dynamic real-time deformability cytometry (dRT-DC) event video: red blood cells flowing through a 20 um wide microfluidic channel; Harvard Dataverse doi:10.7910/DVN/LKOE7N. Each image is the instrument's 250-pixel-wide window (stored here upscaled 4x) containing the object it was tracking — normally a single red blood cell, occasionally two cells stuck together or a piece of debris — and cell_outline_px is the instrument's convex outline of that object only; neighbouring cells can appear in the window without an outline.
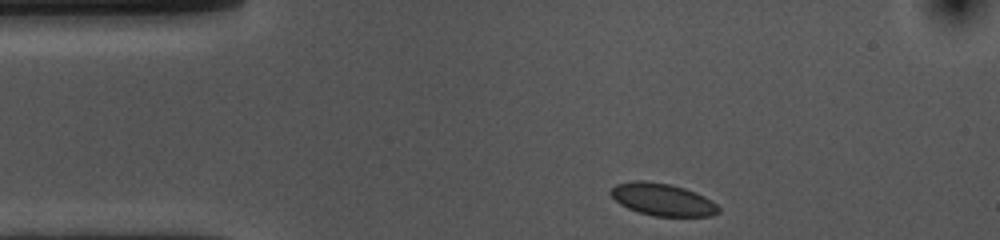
{"species": "common noctule bat (a hibernating species)", "species_latin": "Nyctalus noctula", "temperature_condition": "cold", "stored_images_in_passage": 35, "camera_frame_rate_fps": 3000, "um_per_image_px": 0.085, "animal": {"sex": "female", "body_mass_g": 10.0, "forearm_length_mm": 53.1}, "frame": {"image": 1, "passage_image": 1, "time_ms": 0.0, "image_size_px": [1000, 240], "cell_outline_px": [[720, 212], [712, 216], [652, 216], [628, 208], [620, 204], [608, 192], [616, 184], [636, 180], [644, 180], [668, 184], [684, 188], [696, 192], [712, 200], [720, 208]], "centroid_in_image_um": [56.33, 16.96], "position_along_channel_um": 28.7, "area_um2": 20.29}}
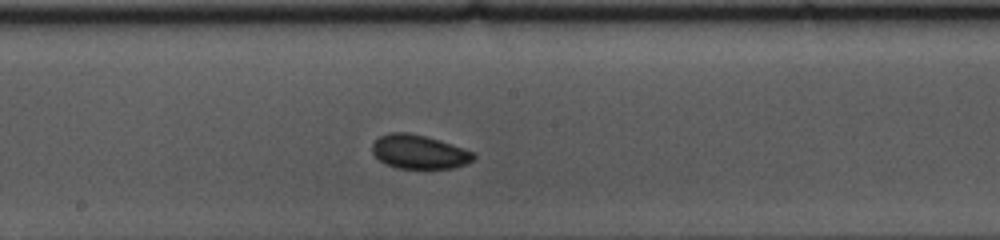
{"frame": {"image": 2, "passage_image": 20, "time_ms": 6.333, "image_size_px": [1000, 240], "cell_outline_px": [[476, 156], [472, 160], [456, 168], [396, 168], [384, 164], [372, 152], [372, 144], [380, 136], [388, 132], [408, 132], [440, 140], [472, 152]], "centroid_in_image_um": [35.58, 12.91], "position_along_channel_um": 212.6, "area_um2": 19.88}}
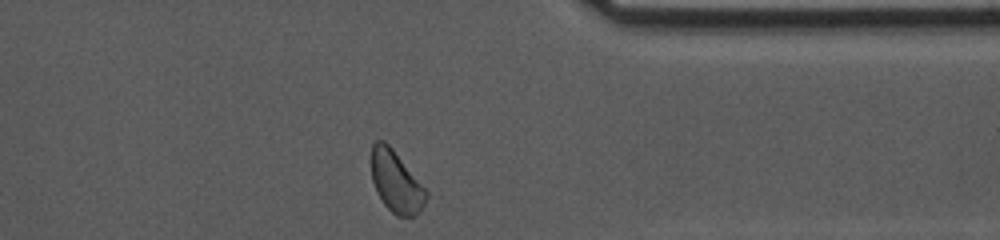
{"frame": {"image": 3, "passage_image": 35, "time_ms": 11.333, "image_size_px": [1000, 240], "cell_outline_px": [[428, 196], [420, 212], [416, 216], [396, 216], [384, 204], [376, 192], [372, 180], [372, 144], [376, 140], [384, 140], [392, 148], [428, 192]], "centroid_in_image_um": [33.67, 15.47], "position_along_channel_um": 377.7, "area_um2": 19.48}, "authors_computed_cell_mechanics": {"area_um2": 20.1144, "velocity_mm_per_s": 3.5385, "shape_relaxation_time_tau1_ms": 7.5424, "shape_relaxation_time_tau2_ms": null, "deformation_change_tau1": 0.0968, "deformation_change_tau2": null}}